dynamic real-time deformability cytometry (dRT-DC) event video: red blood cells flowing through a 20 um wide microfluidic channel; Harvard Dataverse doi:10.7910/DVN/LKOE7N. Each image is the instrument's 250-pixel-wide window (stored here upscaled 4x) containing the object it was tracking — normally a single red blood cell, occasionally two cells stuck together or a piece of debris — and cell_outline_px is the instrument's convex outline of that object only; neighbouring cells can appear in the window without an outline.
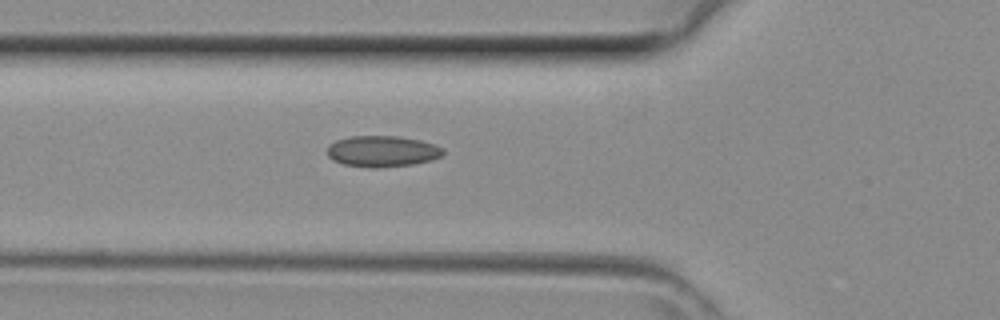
{"species": "common noctule bat (a hibernating species)", "species_latin": "Nyctalus noctula", "temperature_condition": "room temperature", "stored_images_in_passage": 30, "camera_frame_rate_fps": 3000, "um_per_image_px": 0.085, "animal": {"sex": "female", "body_mass_g": 29.2, "forearm_length_mm": 56.3}, "frame": {"image": 1, "passage_image": 3, "time_ms": 0.667, "image_size_px": [1000, 320], "cell_outline_px": [[444, 152], [440, 156], [432, 160], [412, 164], [380, 168], [368, 168], [344, 164], [332, 160], [328, 156], [328, 148], [336, 140], [352, 136], [400, 136], [420, 140], [436, 144], [444, 148]], "centroid_in_image_um": [32.52, 12.86], "position_along_channel_um": 93.3, "area_um2": 21.1}}
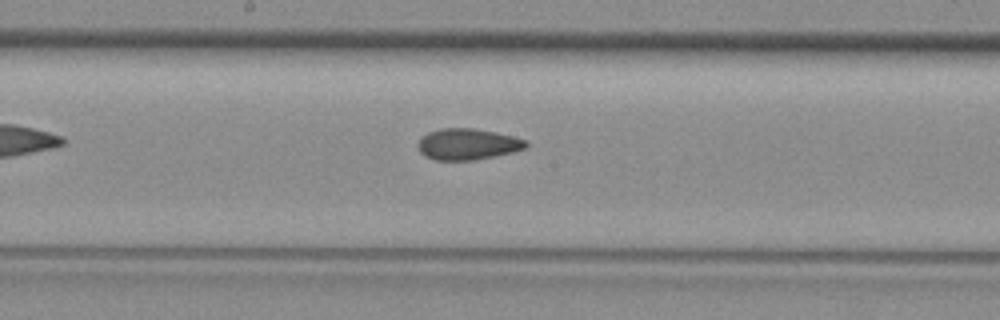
{"frame": {"image": 2, "passage_image": 10, "time_ms": 3.0, "image_size_px": [1000, 320], "cell_outline_px": [[528, 144], [524, 148], [512, 152], [472, 160], [436, 160], [424, 156], [420, 152], [416, 144], [428, 132], [440, 128], [472, 128], [496, 132], [528, 140]], "centroid_in_image_um": [39.72, 12.25], "position_along_channel_um": 208.5, "area_um2": 19.54}}
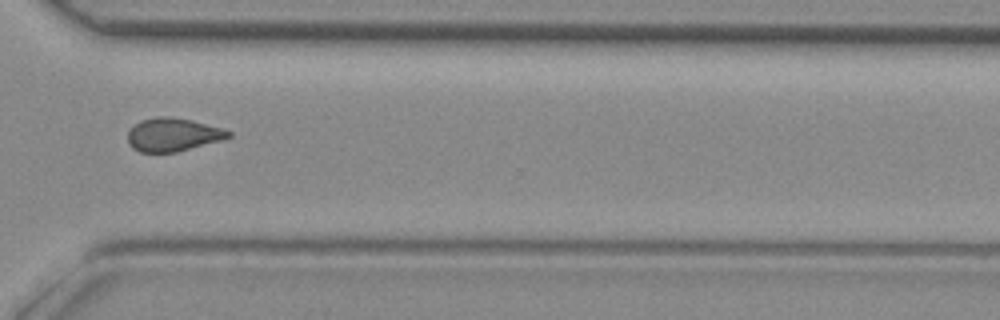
{"frame": {"image": 3, "passage_image": 19, "time_ms": 6.0, "image_size_px": [1000, 320], "cell_outline_px": [[232, 136], [220, 140], [176, 152], [140, 152], [132, 148], [128, 140], [128, 132], [140, 120], [160, 116], [172, 116], [192, 120], [220, 128], [232, 132]], "centroid_in_image_um": [14.68, 11.44], "position_along_channel_um": 355.9, "area_um2": 19.31}}